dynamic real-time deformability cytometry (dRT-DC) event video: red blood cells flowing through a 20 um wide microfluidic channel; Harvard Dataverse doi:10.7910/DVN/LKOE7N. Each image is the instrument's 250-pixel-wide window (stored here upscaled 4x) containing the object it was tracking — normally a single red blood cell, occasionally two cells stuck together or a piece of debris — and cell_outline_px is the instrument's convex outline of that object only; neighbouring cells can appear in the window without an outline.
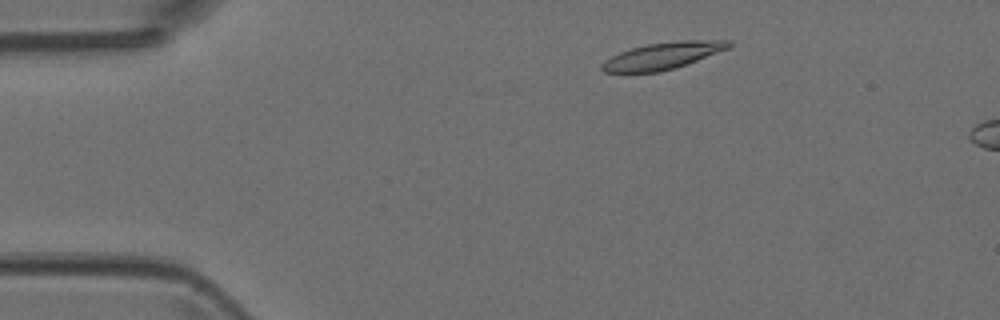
{"species": "Egyptian fruit bat (a non-hibernating species)", "species_latin": "Rousettus aegyptiacus", "temperature_condition": "room temperature", "stored_images_in_passage": 2, "camera_frame_rate_fps": 3000, "um_per_image_px": 0.085, "animal": {"sex": "female"}, "frame": {"image": 1, "passage_image": 1, "time_ms": 0.0, "image_size_px": [1000, 320], "cell_outline_px": [[732, 44], [728, 48], [696, 60], [660, 72], [604, 72], [600, 68], [600, 64], [604, 60], [620, 52], [632, 48], [648, 44], [676, 40], [732, 40]], "centroid_in_image_um": [56.3, 4.73], "position_along_channel_um": 28.7, "area_um2": 19.54}}